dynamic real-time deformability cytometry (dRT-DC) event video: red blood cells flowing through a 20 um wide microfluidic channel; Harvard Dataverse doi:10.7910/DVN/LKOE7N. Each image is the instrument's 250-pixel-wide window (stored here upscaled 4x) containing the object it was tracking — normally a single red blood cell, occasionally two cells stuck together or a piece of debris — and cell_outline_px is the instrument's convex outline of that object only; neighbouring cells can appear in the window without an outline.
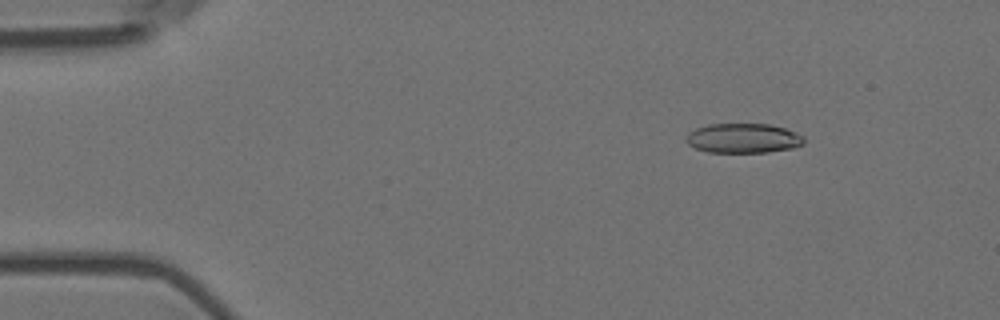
{"species": "Egyptian fruit bat (a non-hibernating species)", "species_latin": "Rousettus aegyptiacus", "temperature_condition": "room temperature", "stored_images_in_passage": 6, "camera_frame_rate_fps": 3000, "um_per_image_px": 0.085, "animal": {"sex": "female"}, "frame": {"image": 1, "passage_image": 3, "time_ms": 0.667, "image_size_px": [1000, 320], "cell_outline_px": [[804, 144], [792, 148], [768, 152], [708, 152], [696, 148], [688, 144], [684, 140], [684, 136], [688, 132], [696, 128], [708, 124], [768, 124], [784, 128], [796, 132], [804, 136]], "centroid_in_image_um": [63.15, 11.75], "position_along_channel_um": 21.9, "area_um2": 20.46}}
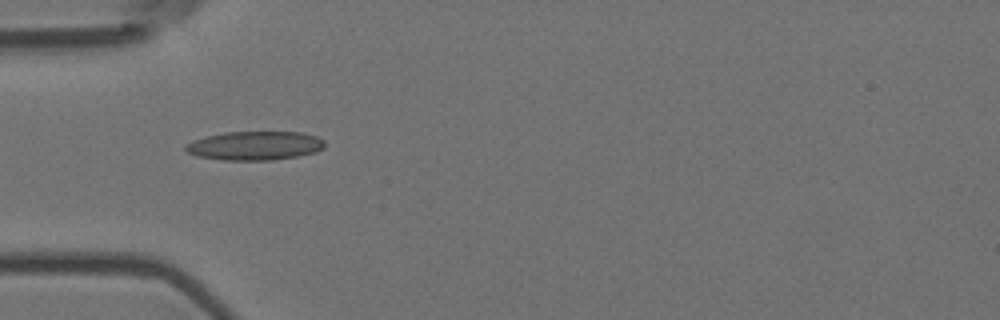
{"frame": {"image": 2, "passage_image": 5, "time_ms": 1.333, "image_size_px": [1000, 320], "cell_outline_px": [[324, 148], [316, 152], [296, 156], [272, 160], [224, 160], [196, 156], [188, 152], [184, 148], [184, 144], [192, 140], [224, 132], [300, 132], [316, 136], [324, 140]], "centroid_in_image_um": [21.64, 12.38], "position_along_channel_um": 63.4, "area_um2": 23.41}}
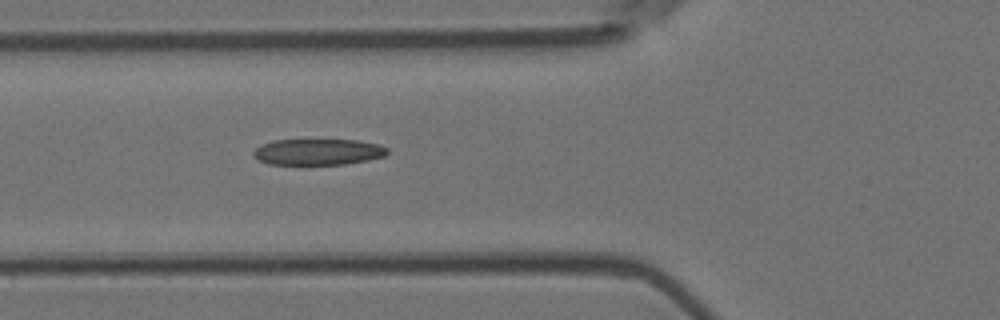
{"frame": {"image": 3, "passage_image": 6, "time_ms": 1.667, "image_size_px": [1000, 320], "cell_outline_px": [[388, 152], [384, 156], [368, 160], [344, 164], [268, 164], [252, 156], [252, 152], [260, 144], [272, 140], [356, 140], [380, 144], [388, 148]], "centroid_in_image_um": [27.02, 12.9], "position_along_channel_um": 98.8, "area_um2": 20.46}}